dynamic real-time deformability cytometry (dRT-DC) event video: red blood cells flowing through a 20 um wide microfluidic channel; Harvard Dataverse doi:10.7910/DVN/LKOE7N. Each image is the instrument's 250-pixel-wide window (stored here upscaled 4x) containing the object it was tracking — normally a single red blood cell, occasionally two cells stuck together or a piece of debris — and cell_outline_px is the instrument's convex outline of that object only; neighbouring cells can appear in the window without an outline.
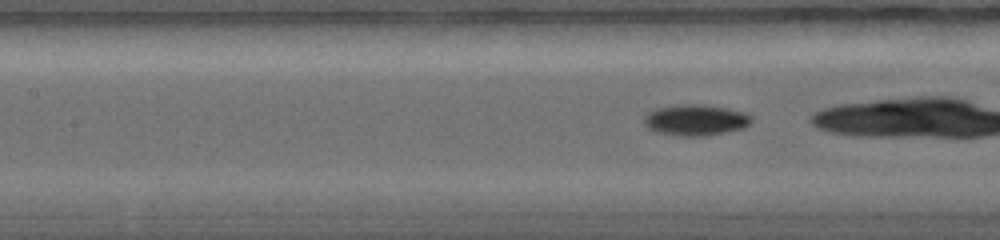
{"species": "common noctule bat (a hibernating species)", "species_latin": "Nyctalus noctula", "temperature_condition": "warm", "stored_images_in_passage": 31, "camera_frame_rate_fps": 5000, "um_per_image_px": 0.085, "animal": {"sex": "female", "body_mass_g": 19.0, "forearm_length_mm": 56.7}, "frame": {"image": 1, "passage_image": 11, "time_ms": 1.6, "image_size_px": [1000, 240], "cell_outline_px": [[752, 124], [744, 128], [728, 132], [708, 136], [680, 136], [656, 132], [648, 128], [644, 124], [644, 116], [648, 112], [656, 108], [680, 104], [700, 104], [728, 108], [744, 112], [752, 116]], "centroid_in_image_um": [59.15, 10.21], "position_along_channel_um": 148.2, "area_um2": 19.77}}
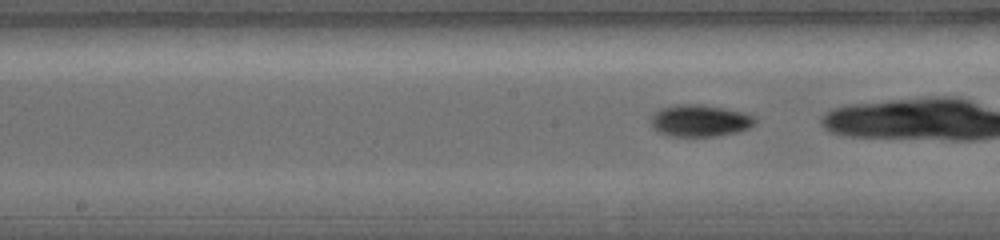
{"frame": {"image": 2, "passage_image": 15, "time_ms": 2.4, "image_size_px": [1000, 240], "cell_outline_px": [[756, 120], [748, 128], [740, 132], [716, 136], [668, 136], [652, 128], [652, 116], [660, 108], [676, 104], [700, 104], [724, 108], [756, 116]], "centroid_in_image_um": [59.49, 10.26], "position_along_channel_um": 188.7, "area_um2": 19.31}}